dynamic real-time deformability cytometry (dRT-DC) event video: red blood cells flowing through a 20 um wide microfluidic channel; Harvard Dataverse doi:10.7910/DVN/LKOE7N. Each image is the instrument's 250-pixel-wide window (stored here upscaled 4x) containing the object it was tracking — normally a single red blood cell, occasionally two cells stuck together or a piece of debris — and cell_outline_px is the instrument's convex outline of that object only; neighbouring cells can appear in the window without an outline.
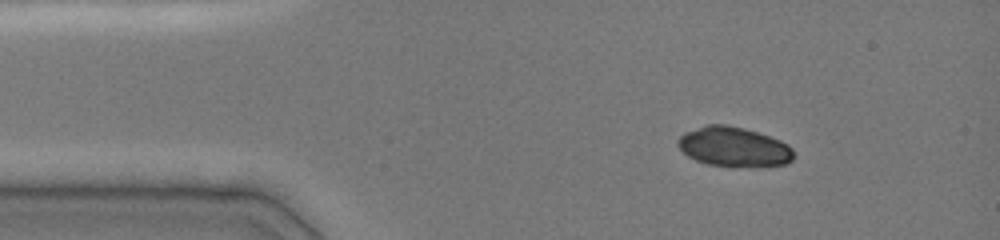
{"species": "common noctule bat (a hibernating species)", "species_latin": "Nyctalus noctula", "temperature_condition": "cold", "stored_images_in_passage": 5, "camera_frame_rate_fps": 3000, "um_per_image_px": 0.085, "animal": {"sex": "female", "body_mass_g": 19.0, "forearm_length_mm": 51.5}, "frame": {"image": 1, "passage_image": 1, "time_ms": 0.0, "image_size_px": [1000, 240], "cell_outline_px": [[792, 160], [788, 164], [708, 164], [696, 160], [688, 156], [676, 144], [676, 140], [684, 132], [704, 124], [728, 124], [744, 128], [780, 140], [788, 144], [792, 148]], "centroid_in_image_um": [62.3, 12.41], "position_along_channel_um": 22.7, "area_um2": 25.95}}
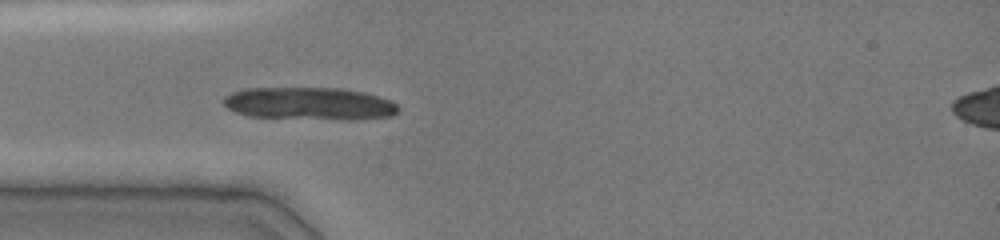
{"frame": {"image": 2, "passage_image": 5, "time_ms": 2.333, "image_size_px": [1000, 240], "cell_outline_px": [[400, 108], [392, 116], [352, 120], [348, 120], [248, 116], [236, 112], [228, 108], [224, 104], [224, 96], [232, 92], [248, 88], [340, 88], [364, 92], [380, 96], [392, 100]], "centroid_in_image_um": [26.34, 8.81], "position_along_channel_um": 58.7, "area_um2": 33.29}}